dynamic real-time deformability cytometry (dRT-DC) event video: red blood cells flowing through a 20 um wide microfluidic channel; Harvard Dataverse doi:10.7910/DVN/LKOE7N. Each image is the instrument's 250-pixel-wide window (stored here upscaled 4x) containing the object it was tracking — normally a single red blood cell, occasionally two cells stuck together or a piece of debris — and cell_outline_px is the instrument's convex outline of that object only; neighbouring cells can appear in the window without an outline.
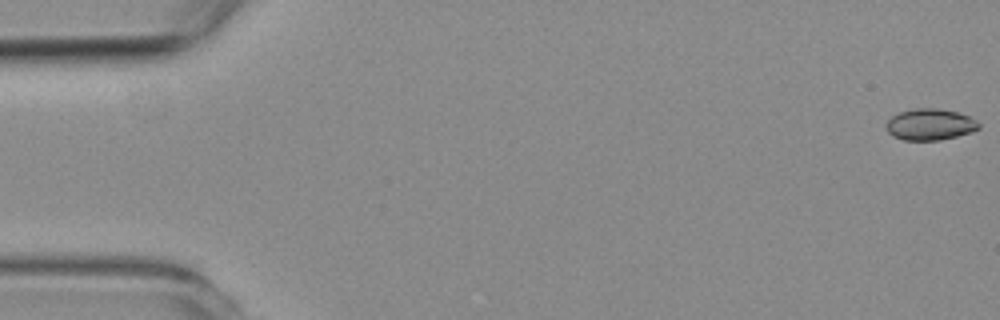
{"species": "common noctule bat (a hibernating species)", "species_latin": "Nyctalus noctula", "temperature_condition": "room temperature", "stored_images_in_passage": 10, "camera_frame_rate_fps": 3000, "um_per_image_px": 0.085, "animal": {"sex": "female", "body_mass_g": 19.3, "forearm_length_mm": 54.1}, "frame": {"image": 1, "passage_image": 1, "time_ms": 0.0, "image_size_px": [1000, 320], "cell_outline_px": [[980, 128], [972, 132], [940, 140], [904, 140], [892, 136], [888, 132], [884, 124], [892, 116], [900, 112], [916, 108], [936, 108], [956, 112], [972, 116], [980, 124]], "centroid_in_image_um": [79.06, 10.58], "position_along_channel_um": 5.9, "area_um2": 17.05}}